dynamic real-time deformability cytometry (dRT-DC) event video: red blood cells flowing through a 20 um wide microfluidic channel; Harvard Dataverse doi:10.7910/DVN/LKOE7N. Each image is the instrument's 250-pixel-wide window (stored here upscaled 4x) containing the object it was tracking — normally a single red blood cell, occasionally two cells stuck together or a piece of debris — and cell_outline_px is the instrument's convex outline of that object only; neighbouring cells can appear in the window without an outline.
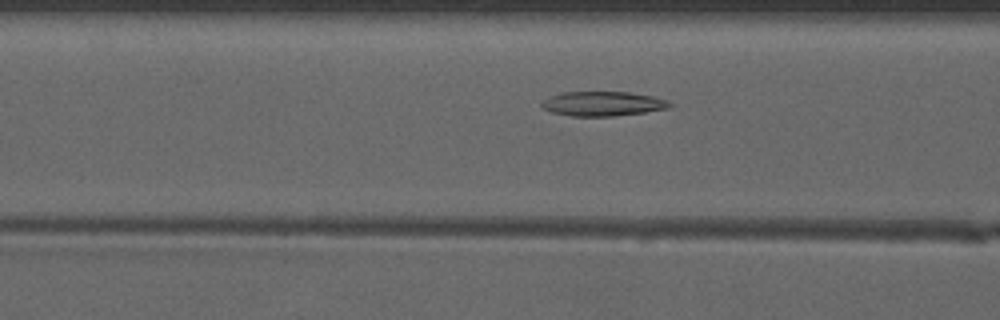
{"species": "common noctule bat (a hibernating species)", "species_latin": "Nyctalus noctula", "temperature_condition": "warm", "stored_images_in_passage": 48, "camera_frame_rate_fps": 3000, "um_per_image_px": 0.085, "animal": {"sex": "male", "forearm_length_mm": 52.5}, "frame": {"image": 1, "passage_image": 19, "time_ms": 6.0, "image_size_px": [1000, 320], "cell_outline_px": [[672, 104], [668, 108], [644, 112], [612, 116], [572, 116], [552, 112], [544, 108], [540, 104], [544, 100], [552, 96], [564, 92], [628, 92], [652, 96], [668, 100]], "centroid_in_image_um": [51.25, 8.81], "position_along_channel_um": 115.3, "area_um2": 18.03}}
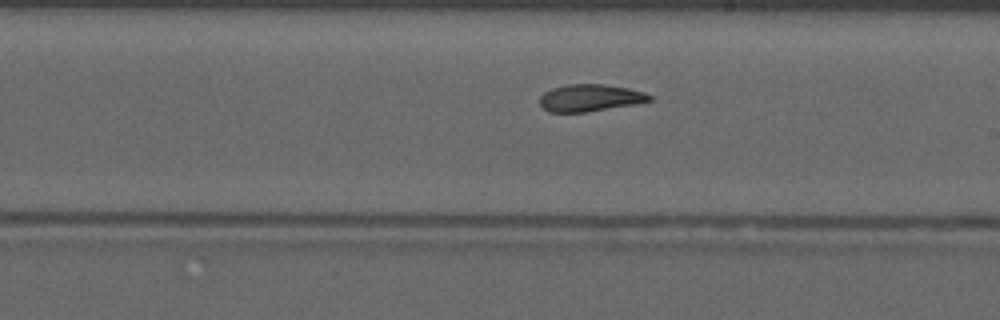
{"frame": {"image": 2, "passage_image": 28, "time_ms": 9.0, "image_size_px": [1000, 320], "cell_outline_px": [[652, 100], [632, 104], [584, 112], [548, 112], [540, 104], [540, 96], [544, 92], [552, 88], [568, 84], [604, 84], [628, 88], [644, 92], [652, 96]], "centroid_in_image_um": [50.12, 8.31], "position_along_channel_um": 238.9, "area_um2": 17.11}}
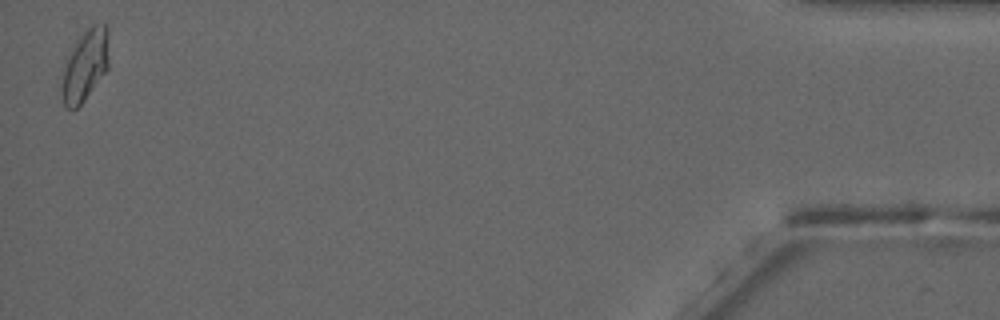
{"frame": {"image": 3, "passage_image": 48, "time_ms": 15.667, "image_size_px": [1000, 320], "cell_outline_px": [[108, 68], [84, 100], [76, 108], [64, 108], [60, 92], [60, 88], [64, 68], [76, 40], [92, 24], [104, 24], [108, 28]], "centroid_in_image_um": [7.22, 5.57], "position_along_channel_um": 428.0, "area_um2": 19.36}, "authors_computed_cell_mechanics": {"area_um2": 18.496, "velocity_mm_per_s": 4.1239, "shape_relaxation_time_tau1_ms": null, "shape_relaxation_time_tau2_ms": 3.7598, "deformation_change_tau1": null, "deformation_change_tau2": 0.1145}}